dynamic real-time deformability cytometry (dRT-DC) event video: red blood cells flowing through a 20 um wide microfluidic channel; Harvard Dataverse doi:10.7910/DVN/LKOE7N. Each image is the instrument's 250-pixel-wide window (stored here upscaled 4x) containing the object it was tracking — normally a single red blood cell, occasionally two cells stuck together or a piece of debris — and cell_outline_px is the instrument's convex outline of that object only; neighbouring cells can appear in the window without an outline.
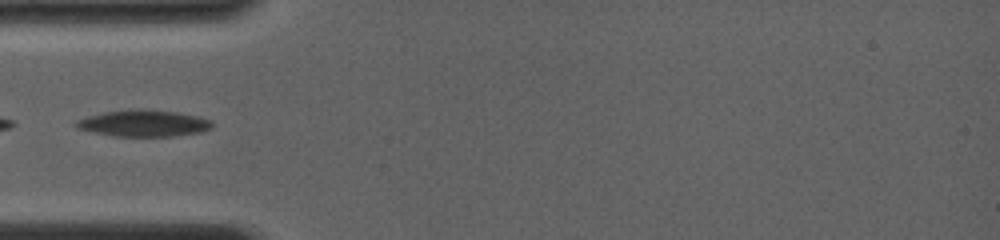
{"species": "common noctule bat (a hibernating species)", "species_latin": "Nyctalus noctula", "temperature_condition": "room temperature", "stored_images_in_passage": 5, "camera_frame_rate_fps": 4000, "um_per_image_px": 0.085, "animal": {"sex": "female", "body_mass_g": 19.0, "forearm_length_mm": 56.7}, "frame": {"image": 1, "passage_image": 2, "time_ms": 0.5, "image_size_px": [1000, 240], "cell_outline_px": [[212, 128], [200, 132], [172, 136], [116, 136], [76, 128], [72, 124], [76, 120], [88, 116], [104, 112], [136, 108], [176, 112], [200, 116], [212, 120]], "centroid_in_image_um": [12.21, 10.47], "position_along_channel_um": 72.8, "area_um2": 21.04}}
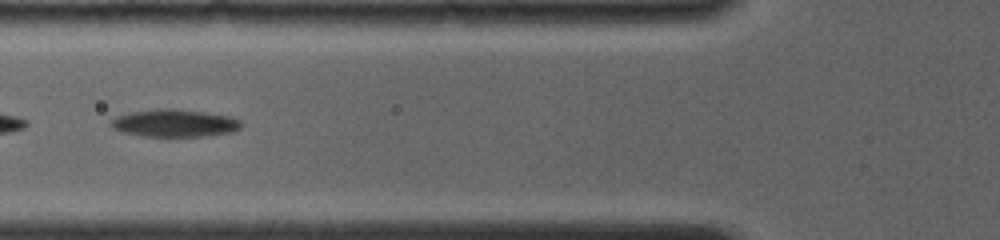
{"frame": {"image": 2, "passage_image": 4, "time_ms": 1.5, "image_size_px": [1000, 240], "cell_outline_px": [[244, 124], [240, 128], [232, 132], [204, 136], [168, 140], [144, 136], [124, 132], [112, 128], [108, 124], [116, 116], [132, 112], [156, 108], [172, 108], [204, 112], [232, 116], [240, 120]], "centroid_in_image_um": [14.85, 10.5], "position_along_channel_um": 111.0, "area_um2": 21.85}}